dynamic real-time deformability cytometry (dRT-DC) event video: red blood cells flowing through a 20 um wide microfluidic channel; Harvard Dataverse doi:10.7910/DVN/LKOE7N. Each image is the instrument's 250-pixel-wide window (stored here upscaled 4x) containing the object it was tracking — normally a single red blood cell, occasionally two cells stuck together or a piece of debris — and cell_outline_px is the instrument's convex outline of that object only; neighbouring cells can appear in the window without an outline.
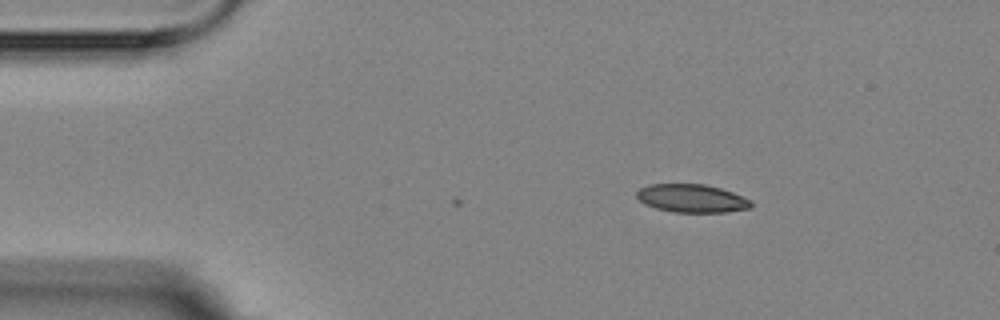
{"species": "Egyptian fruit bat (a non-hibernating species)", "species_latin": "Rousettus aegyptiacus", "temperature_condition": "room temperature", "stored_images_in_passage": 3, "camera_frame_rate_fps": 3000, "um_per_image_px": 0.085, "animal": {"sex": "female"}, "frame": {"image": 1, "passage_image": 1, "time_ms": 0.0, "image_size_px": [1000, 320], "cell_outline_px": [[752, 204], [748, 208], [728, 212], [676, 212], [656, 208], [644, 204], [636, 196], [636, 192], [640, 188], [648, 184], [704, 184], [720, 188], [732, 192], [752, 200]], "centroid_in_image_um": [58.79, 16.85], "position_along_channel_um": 26.2, "area_um2": 18.73}}